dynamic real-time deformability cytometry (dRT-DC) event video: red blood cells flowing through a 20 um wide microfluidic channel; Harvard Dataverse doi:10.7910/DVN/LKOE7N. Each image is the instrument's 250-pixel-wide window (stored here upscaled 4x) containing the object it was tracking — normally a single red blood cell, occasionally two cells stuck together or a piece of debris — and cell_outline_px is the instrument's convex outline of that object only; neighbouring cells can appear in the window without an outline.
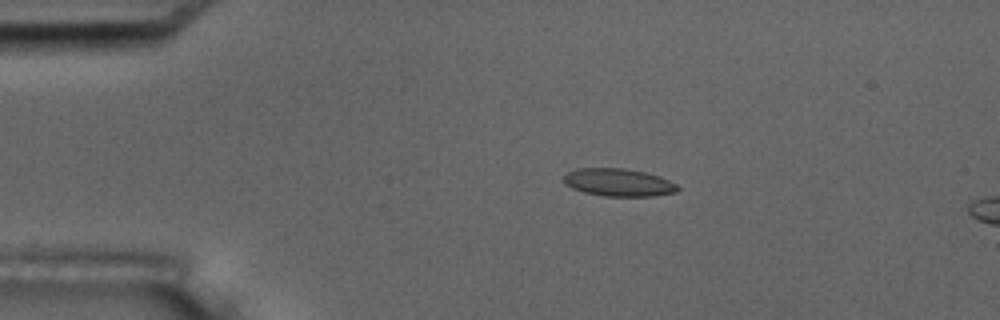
{"species": "common noctule bat (a hibernating species)", "species_latin": "Nyctalus noctula", "temperature_condition": "room temperature", "stored_images_in_passage": 5, "camera_frame_rate_fps": 3000, "um_per_image_px": 0.085, "animal": {"sex": "male", "body_mass_g": 17.5, "forearm_length_mm": 52.3}, "frame": {"image": 1, "passage_image": 4, "time_ms": 3.333, "image_size_px": [1000, 320], "cell_outline_px": [[680, 188], [676, 192], [652, 196], [604, 196], [584, 192], [572, 188], [564, 184], [564, 176], [568, 172], [576, 168], [624, 168], [644, 172], [660, 176], [676, 184]], "centroid_in_image_um": [52.56, 15.5], "position_along_channel_um": 32.4, "area_um2": 18.38}}